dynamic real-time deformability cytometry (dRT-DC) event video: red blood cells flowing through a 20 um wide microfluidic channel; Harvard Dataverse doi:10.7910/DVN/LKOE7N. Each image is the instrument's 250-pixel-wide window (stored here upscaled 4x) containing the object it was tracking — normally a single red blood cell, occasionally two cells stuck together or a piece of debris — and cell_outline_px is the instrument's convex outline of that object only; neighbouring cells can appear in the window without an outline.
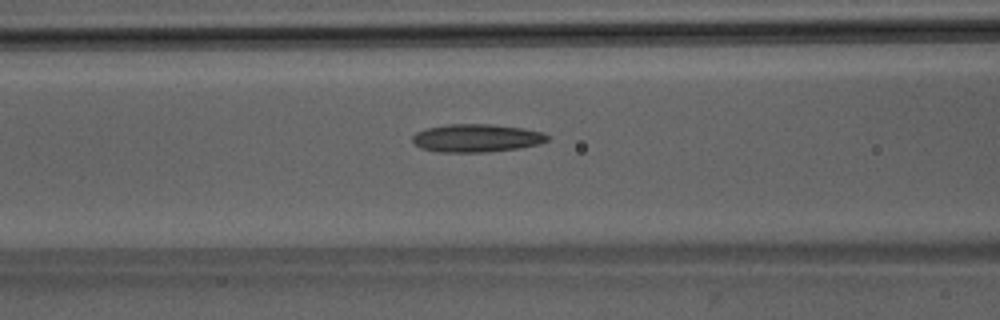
{"species": "Egyptian fruit bat (a non-hibernating species)", "species_latin": "Rousettus aegyptiacus", "temperature_condition": "room temperature", "stored_images_in_passage": 51, "camera_frame_rate_fps": 3000, "um_per_image_px": 0.085, "animal": {"sex": "male"}, "frame": {"image": 1, "passage_image": 21, "time_ms": 6.667, "image_size_px": [1000, 320], "cell_outline_px": [[548, 140], [540, 144], [520, 148], [484, 152], [436, 152], [420, 148], [412, 140], [412, 136], [416, 132], [428, 128], [448, 124], [488, 124], [524, 128], [544, 132], [548, 136]], "centroid_in_image_um": [40.51, 11.74], "position_along_channel_um": 126.1, "area_um2": 22.08}}
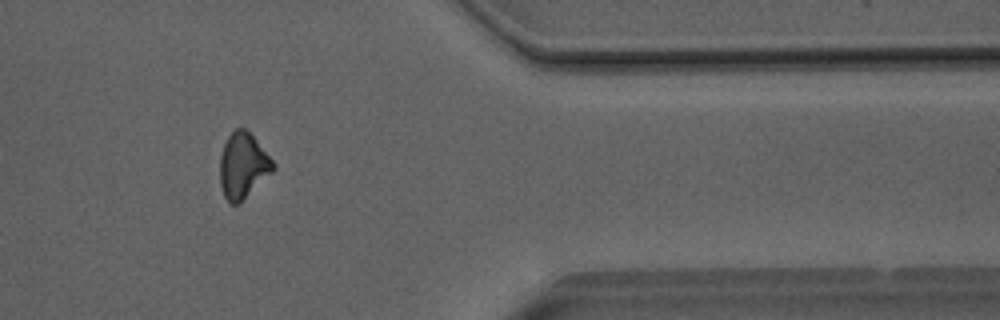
{"frame": {"image": 2, "passage_image": 42, "time_ms": 13.667, "image_size_px": [1000, 320], "cell_outline_px": [[276, 168], [240, 204], [232, 204], [224, 196], [220, 184], [220, 156], [224, 144], [228, 136], [236, 128], [244, 128], [252, 136], [276, 164]], "centroid_in_image_um": [20.65, 14.11], "position_along_channel_um": 390.7, "area_um2": 20.17}}
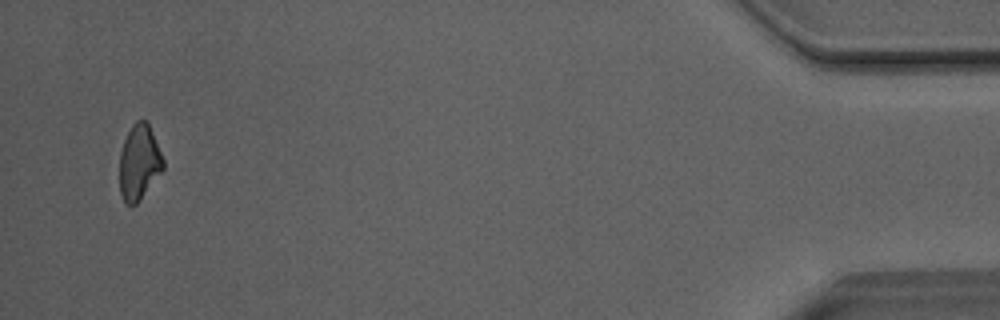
{"frame": {"image": 3, "passage_image": 49, "time_ms": 16.0, "image_size_px": [1000, 320], "cell_outline_px": [[164, 168], [140, 200], [136, 204], [124, 204], [120, 192], [120, 152], [124, 140], [132, 124], [136, 120], [148, 120], [164, 160]], "centroid_in_image_um": [11.83, 13.78], "position_along_channel_um": 423.4, "area_um2": 19.19}, "authors_computed_cell_mechanics": {"area_um2": 20.9814, "velocity_mm_per_s": 4.0755, "shape_relaxation_time_tau1_ms": null, "shape_relaxation_time_tau2_ms": 9.2325, "deformation_change_tau1": null, "deformation_change_tau2": 0.2479}}